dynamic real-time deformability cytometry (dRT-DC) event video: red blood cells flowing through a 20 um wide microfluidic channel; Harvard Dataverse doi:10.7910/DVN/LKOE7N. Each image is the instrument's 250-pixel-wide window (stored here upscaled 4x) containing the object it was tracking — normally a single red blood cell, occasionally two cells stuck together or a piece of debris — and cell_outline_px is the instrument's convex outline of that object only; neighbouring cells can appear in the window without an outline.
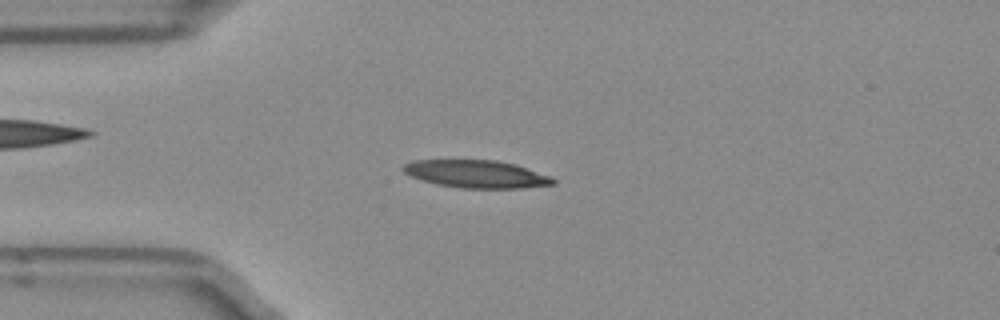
{"species": "Egyptian fruit bat (a non-hibernating species)", "species_latin": "Rousettus aegyptiacus", "temperature_condition": "room temperature", "stored_images_in_passage": 3, "camera_frame_rate_fps": 3000, "um_per_image_px": 0.085, "frame": {"image": 1, "passage_image": 2, "time_ms": 0.333, "image_size_px": [1000, 320], "cell_outline_px": [[556, 184], [520, 188], [460, 188], [436, 184], [412, 176], [404, 172], [400, 168], [404, 164], [416, 160], [496, 160], [516, 164], [552, 176], [556, 180]], "centroid_in_image_um": [40.54, 14.79], "position_along_channel_um": 44.5, "area_um2": 24.22}}